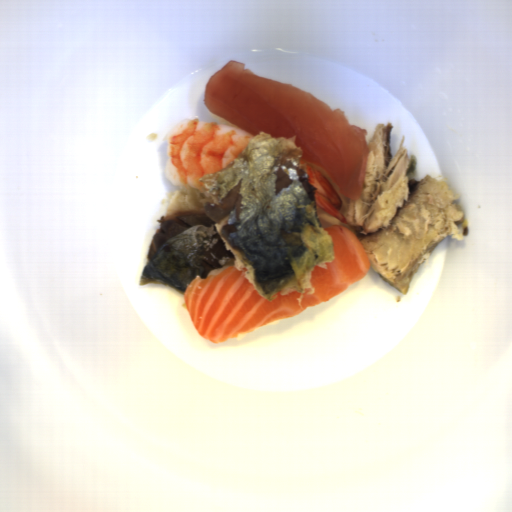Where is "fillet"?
I'll list each match as a JSON object with an SVG mask.
<instances>
[{
  "mask_svg": "<svg viewBox=\"0 0 512 512\" xmlns=\"http://www.w3.org/2000/svg\"><path fill=\"white\" fill-rule=\"evenodd\" d=\"M207 110L252 137L295 136L301 158L325 171L341 194L360 199L370 148L367 129L350 125L343 110L299 88L256 75L228 61L205 86Z\"/></svg>",
  "mask_w": 512,
  "mask_h": 512,
  "instance_id": "fillet-1",
  "label": "fillet"
},
{
  "mask_svg": "<svg viewBox=\"0 0 512 512\" xmlns=\"http://www.w3.org/2000/svg\"><path fill=\"white\" fill-rule=\"evenodd\" d=\"M332 238L334 259L327 268L314 266L310 272L309 289L286 295L279 292L269 301L249 281L247 269L225 265L208 273L196 275L183 293L188 314L200 336L220 343L254 329L297 317L306 308L320 305L362 278L371 268L359 237L342 226L322 228Z\"/></svg>",
  "mask_w": 512,
  "mask_h": 512,
  "instance_id": "fillet-2",
  "label": "fillet"
}]
</instances>
